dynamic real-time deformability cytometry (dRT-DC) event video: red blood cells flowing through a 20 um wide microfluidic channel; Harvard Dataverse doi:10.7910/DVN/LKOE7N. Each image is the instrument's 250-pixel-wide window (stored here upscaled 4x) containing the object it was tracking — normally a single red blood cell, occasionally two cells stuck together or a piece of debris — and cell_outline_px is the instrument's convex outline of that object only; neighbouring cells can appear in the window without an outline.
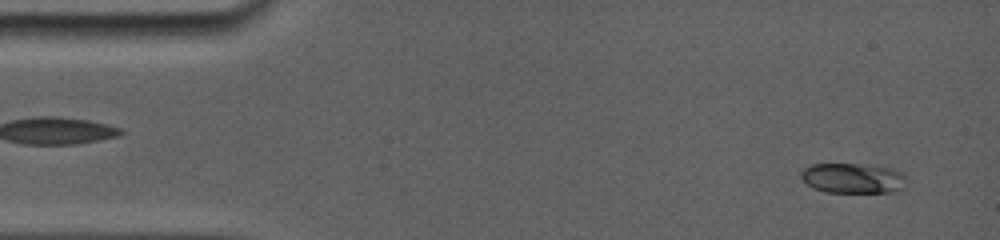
{"species": "common noctule bat (a hibernating species)", "species_latin": "Nyctalus noctula", "temperature_condition": "room temperature", "stored_images_in_passage": 33, "camera_frame_rate_fps": 5000, "um_per_image_px": 0.085, "animal": {"sex": "female", "body_mass_g": 19.0, "forearm_length_mm": 56.7}, "frame": {"image": 1, "passage_image": 1, "time_ms": 0.0, "image_size_px": [1000, 240], "cell_outline_px": [[900, 188], [888, 192], [824, 192], [808, 184], [800, 176], [800, 172], [804, 168], [816, 164], [852, 164], [876, 168], [896, 172], [900, 176]], "centroid_in_image_um": [72.27, 15.17], "position_along_channel_um": 12.7, "area_um2": 17.05}}
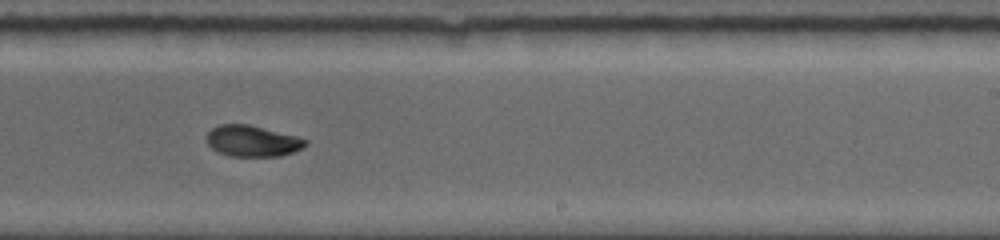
{"frame": {"image": 2, "passage_image": 18, "time_ms": 9.2, "image_size_px": [1000, 240], "cell_outline_px": [[308, 144], [292, 152], [280, 156], [228, 156], [212, 148], [208, 144], [208, 132], [212, 128], [220, 124], [248, 124], [296, 136], [308, 140]], "centroid_in_image_um": [21.46, 11.98], "position_along_channel_um": 267.5, "area_um2": 17.69}}
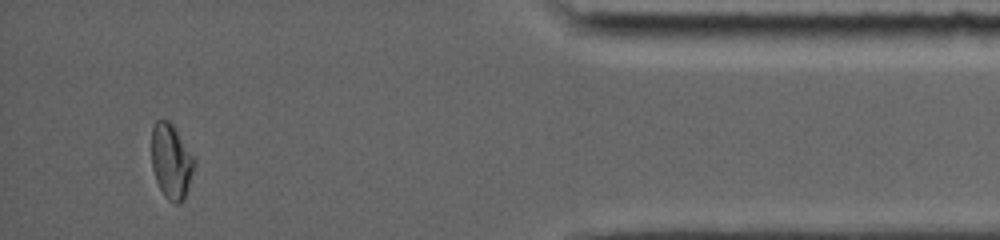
{"frame": {"image": 3, "passage_image": 31, "time_ms": 14.2, "image_size_px": [1000, 240], "cell_outline_px": [[196, 164], [184, 200], [176, 204], [168, 200], [164, 196], [156, 180], [152, 168], [152, 128], [156, 120], [168, 120], [172, 124], [196, 160]], "centroid_in_image_um": [14.56, 13.73], "position_along_channel_um": 420.6, "area_um2": 18.61}, "authors_computed_cell_mechanics": {"area_um2": 17.9758, "velocity_mm_per_s": 3.8397, "shape_relaxation_time_tau1_ms": 6.022, "shape_relaxation_time_tau2_ms": 3.3735, "deformation_change_tau1": 0.1497, "deformation_change_tau2": 0.0369}}